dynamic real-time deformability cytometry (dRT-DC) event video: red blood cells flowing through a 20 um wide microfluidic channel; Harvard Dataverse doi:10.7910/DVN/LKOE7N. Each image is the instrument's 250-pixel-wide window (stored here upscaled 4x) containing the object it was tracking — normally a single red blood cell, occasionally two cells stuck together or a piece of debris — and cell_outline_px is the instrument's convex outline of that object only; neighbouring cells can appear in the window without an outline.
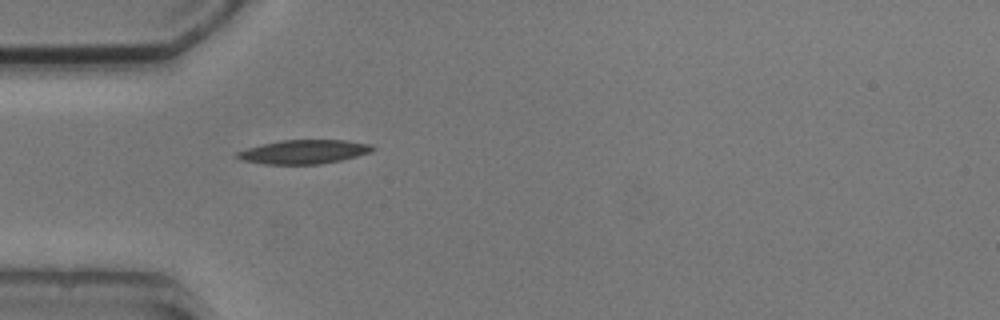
{"species": "common noctule bat (a hibernating species)", "species_latin": "Nyctalus noctula", "temperature_condition": "cold", "stored_images_in_passage": 1, "camera_frame_rate_fps": 3000, "um_per_image_px": 0.085, "animal": {"sex": "male", "body_mass_g": 20.5, "forearm_length_mm": 52.5}, "frame": {"image": 1, "passage_image": 1, "time_ms": 0.0, "image_size_px": [1000, 320], "cell_outline_px": [[376, 148], [372, 152], [340, 160], [320, 164], [264, 164], [244, 160], [232, 156], [236, 152], [260, 144], [280, 140], [348, 140], [372, 144]], "centroid_in_image_um": [25.83, 12.89], "position_along_channel_um": 59.2, "area_um2": 19.02}}